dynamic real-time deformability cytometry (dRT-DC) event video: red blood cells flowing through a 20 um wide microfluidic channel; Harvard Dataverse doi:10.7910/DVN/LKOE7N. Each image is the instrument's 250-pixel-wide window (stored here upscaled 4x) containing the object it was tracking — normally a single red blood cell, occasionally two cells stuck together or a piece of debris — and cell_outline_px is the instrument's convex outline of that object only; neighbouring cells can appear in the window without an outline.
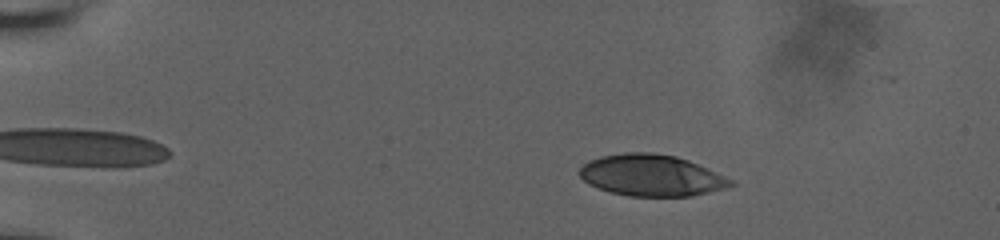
{"species": "human", "species_latin": "Homo sapiens", "temperature_condition": "room temperature", "stored_images_in_passage": 23, "camera_frame_rate_fps": 3000, "um_per_image_px": 0.085, "donor": {"sex": "male"}, "frame": {"image": 1, "passage_image": 9, "time_ms": 2.0, "image_size_px": [1000, 240], "cell_outline_px": [[736, 184], [724, 188], [692, 196], [628, 196], [612, 192], [588, 184], [580, 176], [580, 168], [588, 160], [600, 156], [624, 152], [652, 152], [676, 156], [688, 160], [708, 168], [732, 180]], "centroid_in_image_um": [55.36, 14.89], "position_along_channel_um": 29.6, "area_um2": 36.41}}